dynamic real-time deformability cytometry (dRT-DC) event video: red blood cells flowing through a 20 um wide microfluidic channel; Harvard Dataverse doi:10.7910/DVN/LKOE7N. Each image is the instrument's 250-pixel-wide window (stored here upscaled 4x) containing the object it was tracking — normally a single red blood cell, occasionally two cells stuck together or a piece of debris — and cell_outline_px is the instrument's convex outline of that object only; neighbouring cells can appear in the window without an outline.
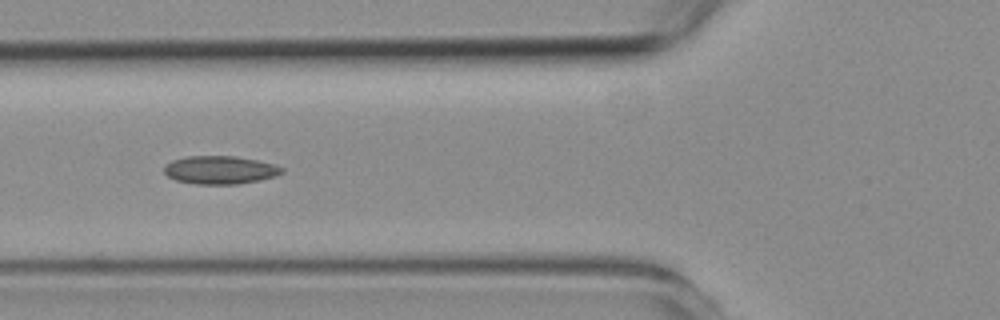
{"species": "common noctule bat (a hibernating species)", "species_latin": "Nyctalus noctula", "temperature_condition": "room temperature", "stored_images_in_passage": 7, "camera_frame_rate_fps": 3000, "um_per_image_px": 0.085, "animal": {"sex": "female", "body_mass_g": 19.3, "forearm_length_mm": 54.1}, "frame": {"image": 1, "passage_image": 4, "time_ms": 3.333, "image_size_px": [1000, 320], "cell_outline_px": [[284, 172], [276, 176], [260, 180], [236, 184], [196, 184], [176, 180], [168, 176], [164, 172], [164, 164], [172, 160], [188, 156], [236, 156], [276, 164], [284, 168]], "centroid_in_image_um": [18.72, 14.44], "position_along_channel_um": 107.1, "area_um2": 19.42}}
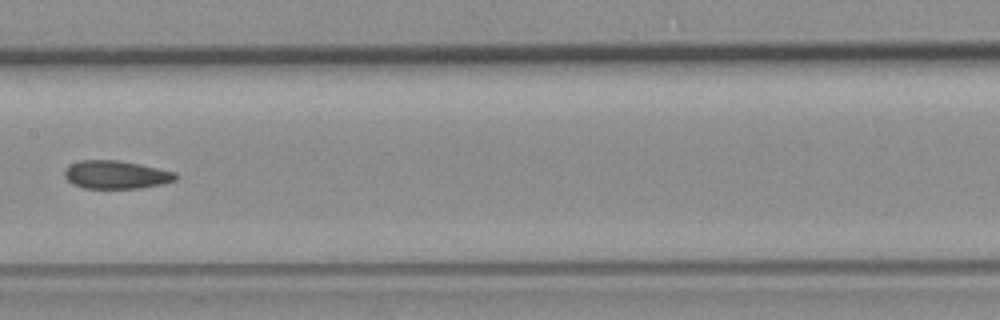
{"frame": {"image": 2, "passage_image": 6, "time_ms": 5.667, "image_size_px": [1000, 320], "cell_outline_px": [[176, 180], [164, 184], [140, 188], [84, 188], [72, 184], [64, 176], [64, 168], [80, 160], [116, 160], [140, 164], [176, 172]], "centroid_in_image_um": [9.86, 14.85], "position_along_channel_um": 197.5, "area_um2": 18.26}}
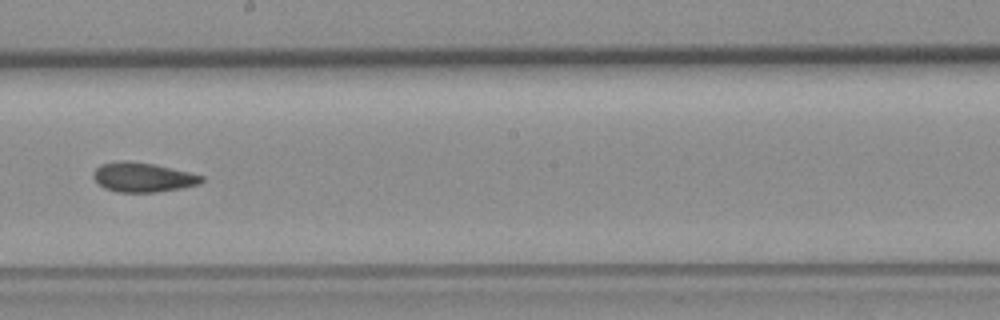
{"frame": {"image": 3, "passage_image": 7, "time_ms": 6.667, "image_size_px": [1000, 320], "cell_outline_px": [[204, 180], [200, 184], [184, 188], [156, 192], [116, 192], [104, 188], [92, 176], [96, 168], [100, 164], [156, 164], [204, 176]], "centroid_in_image_um": [12.23, 15.13], "position_along_channel_um": 236.0, "area_um2": 17.86}}